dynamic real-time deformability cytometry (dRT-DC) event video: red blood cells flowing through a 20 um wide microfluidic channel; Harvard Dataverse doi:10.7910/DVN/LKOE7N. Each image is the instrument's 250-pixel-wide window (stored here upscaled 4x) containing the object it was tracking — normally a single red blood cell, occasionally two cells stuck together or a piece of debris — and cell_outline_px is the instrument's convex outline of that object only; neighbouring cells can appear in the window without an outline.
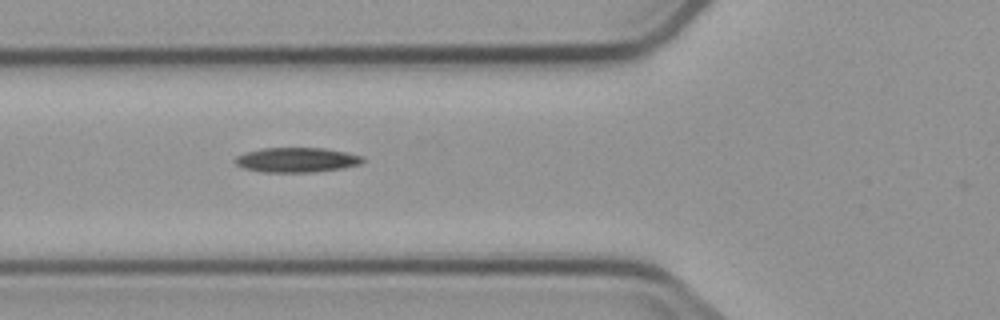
{"species": "common noctule bat (a hibernating species)", "species_latin": "Nyctalus noctula", "temperature_condition": "cold", "stored_images_in_passage": 12, "camera_frame_rate_fps": 3000, "um_per_image_px": 0.085, "animal": {"sex": "male", "body_mass_g": 23.1, "forearm_length_mm": 52.7}, "frame": {"image": 1, "passage_image": 3, "time_ms": 3.0, "image_size_px": [1000, 320], "cell_outline_px": [[364, 160], [360, 164], [344, 168], [316, 172], [264, 172], [244, 168], [236, 164], [232, 160], [236, 156], [248, 152], [264, 148], [324, 148], [364, 156]], "centroid_in_image_um": [25.23, 13.6], "position_along_channel_um": 100.6, "area_um2": 18.38}}
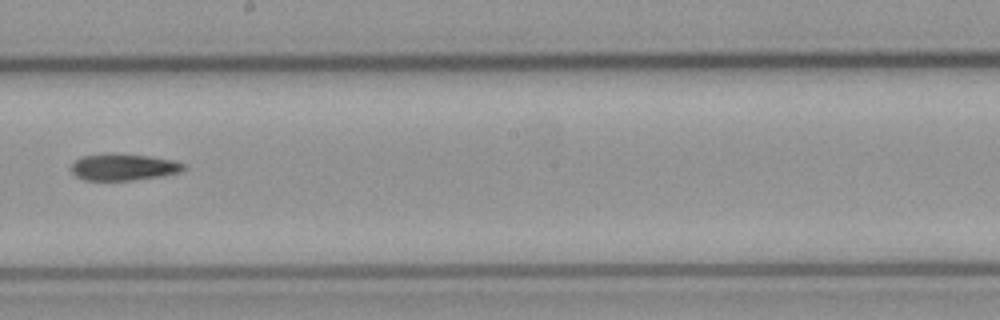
{"frame": {"image": 2, "passage_image": 6, "time_ms": 6.667, "image_size_px": [1000, 320], "cell_outline_px": [[188, 168], [180, 172], [160, 176], [132, 180], [84, 180], [76, 176], [72, 172], [72, 164], [76, 160], [84, 156], [112, 152], [148, 156], [172, 160], [184, 164]], "centroid_in_image_um": [10.51, 14.19], "position_along_channel_um": 237.7, "area_um2": 17.46}}
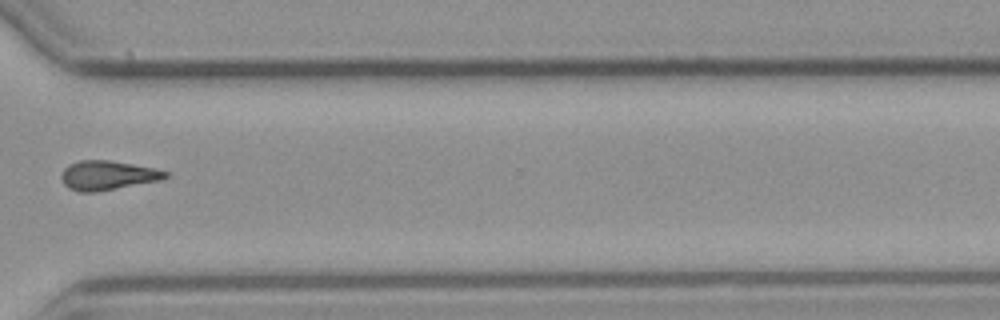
{"frame": {"image": 3, "passage_image": 9, "time_ms": 10.0, "image_size_px": [1000, 320], "cell_outline_px": [[168, 176], [160, 180], [96, 192], [80, 192], [68, 188], [64, 184], [60, 176], [64, 168], [68, 164], [80, 160], [108, 160], [156, 168], [168, 172]], "centroid_in_image_um": [9.12, 14.9], "position_along_channel_um": 361.5, "area_um2": 17.74}}